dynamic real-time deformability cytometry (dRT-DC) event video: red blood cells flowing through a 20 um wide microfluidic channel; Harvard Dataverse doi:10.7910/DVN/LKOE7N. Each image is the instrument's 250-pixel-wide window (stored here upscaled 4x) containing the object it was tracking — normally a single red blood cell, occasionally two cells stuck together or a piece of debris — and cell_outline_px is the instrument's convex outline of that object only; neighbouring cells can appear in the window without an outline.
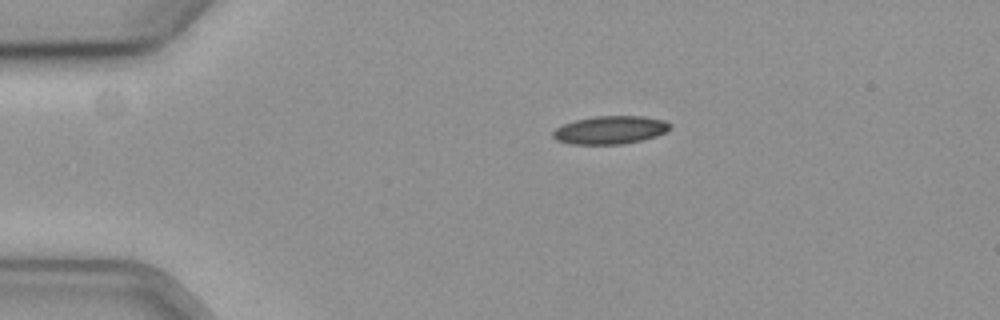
{"species": "common noctule bat (a hibernating species)", "species_latin": "Nyctalus noctula", "temperature_condition": "cold", "stored_images_in_passage": 46, "camera_frame_rate_fps": 3000, "um_per_image_px": 0.085, "animal": {"sex": "female", "body_mass_g": 19.3, "forearm_length_mm": 54.1}, "frame": {"image": 1, "passage_image": 1, "time_ms": 0.0, "image_size_px": [1000, 320], "cell_outline_px": [[672, 124], [664, 132], [656, 136], [640, 140], [620, 144], [572, 144], [556, 140], [552, 136], [552, 132], [556, 128], [564, 124], [576, 120], [596, 116], [644, 116], [664, 120]], "centroid_in_image_um": [51.85, 11.04], "position_along_channel_um": 33.2, "area_um2": 18.96}}
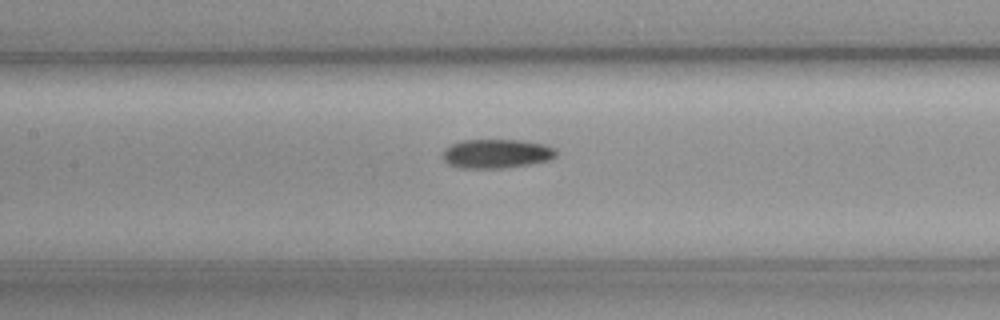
{"frame": {"image": 2, "passage_image": 16, "time_ms": 5.0, "image_size_px": [1000, 320], "cell_outline_px": [[556, 156], [548, 160], [528, 164], [500, 168], [460, 168], [448, 164], [444, 160], [444, 148], [452, 144], [464, 140], [520, 140], [544, 144], [556, 148]], "centroid_in_image_um": [42.2, 13.06], "position_along_channel_um": 165.2, "area_um2": 19.07}}
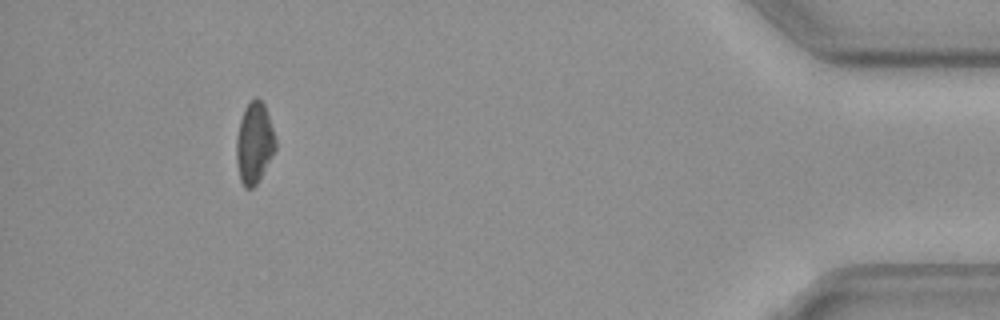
{"frame": {"image": 3, "passage_image": 42, "time_ms": 13.667, "image_size_px": [1000, 320], "cell_outline_px": [[276, 148], [256, 184], [252, 188], [244, 188], [240, 180], [236, 160], [236, 140], [240, 120], [244, 108], [256, 96], [264, 104], [276, 140]], "centroid_in_image_um": [21.59, 12.16], "position_along_channel_um": 413.6, "area_um2": 18.21}}